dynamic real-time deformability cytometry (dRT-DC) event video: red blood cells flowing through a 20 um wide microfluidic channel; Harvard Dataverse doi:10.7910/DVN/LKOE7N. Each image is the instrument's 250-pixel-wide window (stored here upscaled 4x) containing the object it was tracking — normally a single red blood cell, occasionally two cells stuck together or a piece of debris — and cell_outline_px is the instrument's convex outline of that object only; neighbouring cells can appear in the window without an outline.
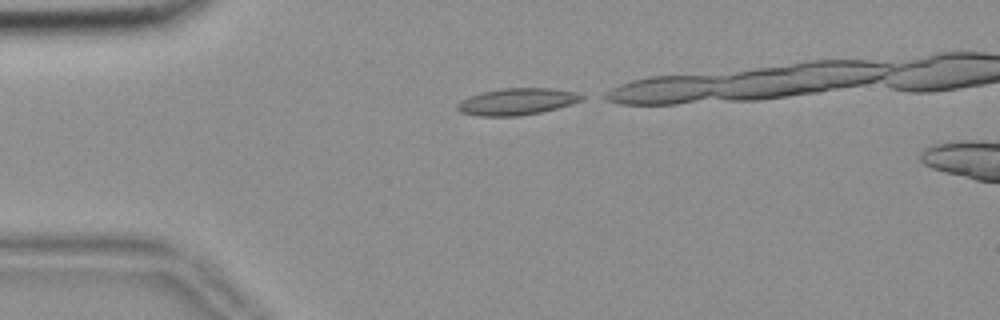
{"species": "common noctule bat (a hibernating species)", "species_latin": "Nyctalus noctula", "temperature_condition": "room temperature", "stored_images_in_passage": 14, "camera_frame_rate_fps": 3000, "um_per_image_px": 0.085, "animal": {"sex": "female", "body_mass_g": 18.4}, "frame": {"image": 1, "passage_image": 1, "time_ms": 0.0, "image_size_px": [1000, 320], "cell_outline_px": [[584, 100], [572, 104], [540, 112], [520, 116], [480, 116], [460, 112], [456, 108], [456, 104], [460, 100], [468, 96], [484, 92], [504, 88], [548, 88], [576, 92], [584, 96]], "centroid_in_image_um": [43.93, 8.64], "position_along_channel_um": 41.1, "area_um2": 19.36}}